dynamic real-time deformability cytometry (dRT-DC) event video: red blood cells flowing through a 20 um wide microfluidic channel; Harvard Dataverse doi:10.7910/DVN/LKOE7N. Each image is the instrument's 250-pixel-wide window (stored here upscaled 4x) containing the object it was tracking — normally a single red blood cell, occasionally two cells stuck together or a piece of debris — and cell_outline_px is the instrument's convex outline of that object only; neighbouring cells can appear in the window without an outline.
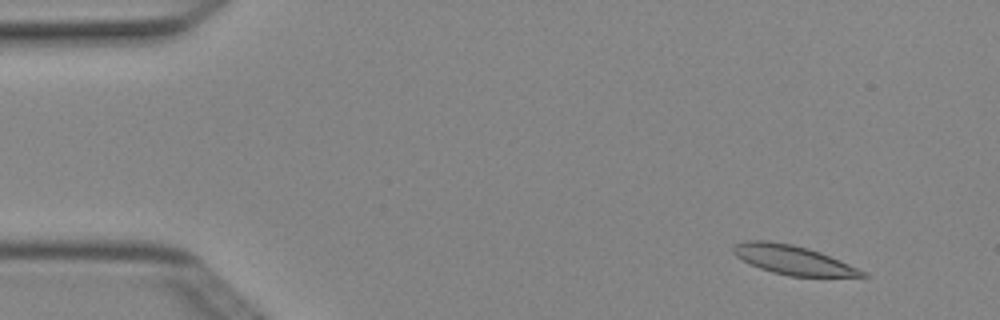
{"species": "Egyptian fruit bat (a non-hibernating species)", "species_latin": "Rousettus aegyptiacus", "temperature_condition": "cold", "stored_images_in_passage": 3, "camera_frame_rate_fps": 3000, "um_per_image_px": 0.085, "animal": {"sex": "female"}, "frame": {"image": 1, "passage_image": 1, "time_ms": 0.0, "image_size_px": [1000, 320], "cell_outline_px": [[868, 276], [788, 276], [772, 272], [760, 268], [736, 256], [732, 252], [732, 244], [748, 240], [768, 240], [792, 244], [808, 248], [820, 252], [868, 272]], "centroid_in_image_um": [67.37, 22.07], "position_along_channel_um": 17.6, "area_um2": 21.79}}
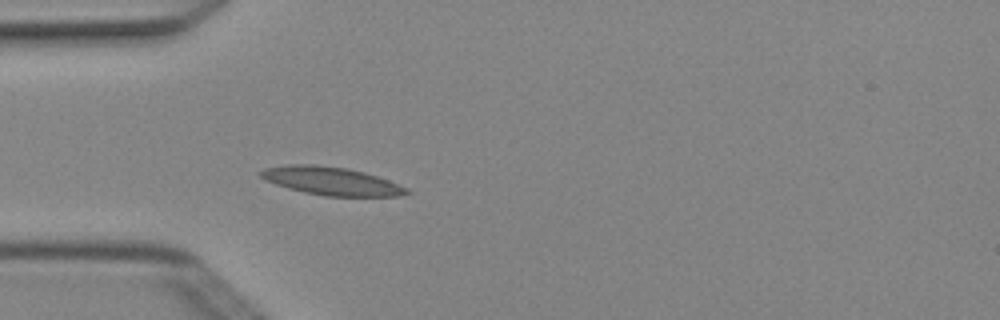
{"frame": {"image": 2, "passage_image": 3, "time_ms": 0.667, "image_size_px": [1000, 320], "cell_outline_px": [[412, 192], [396, 196], [324, 196], [304, 192], [288, 188], [264, 180], [260, 176], [260, 172], [264, 168], [284, 164], [316, 164], [348, 168], [364, 172], [388, 180], [408, 188]], "centroid_in_image_um": [28.13, 15.38], "position_along_channel_um": 56.9, "area_um2": 23.99}}